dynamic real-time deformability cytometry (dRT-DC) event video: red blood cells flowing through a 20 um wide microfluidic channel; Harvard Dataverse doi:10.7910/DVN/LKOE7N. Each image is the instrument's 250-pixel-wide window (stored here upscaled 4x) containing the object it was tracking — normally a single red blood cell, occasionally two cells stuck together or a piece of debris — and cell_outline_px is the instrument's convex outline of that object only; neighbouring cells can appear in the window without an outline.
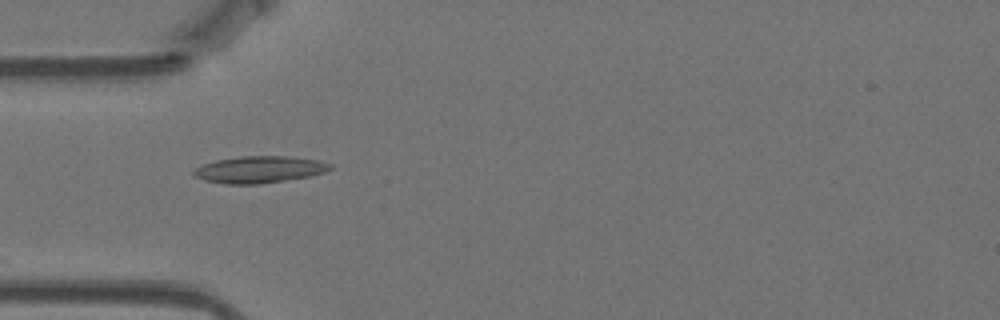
{"species": "Egyptian fruit bat (a non-hibernating species)", "species_latin": "Rousettus aegyptiacus", "temperature_condition": "warm", "stored_images_in_passage": 6, "camera_frame_rate_fps": 3000, "um_per_image_px": 0.085, "animal": {"sex": "female"}, "frame": {"image": 1, "passage_image": 1, "time_ms": 0.0, "image_size_px": [1000, 320], "cell_outline_px": [[332, 168], [324, 172], [308, 176], [260, 184], [224, 184], [204, 180], [192, 176], [192, 172], [196, 168], [204, 164], [216, 160], [240, 156], [284, 156], [320, 160], [332, 164]], "centroid_in_image_um": [22.02, 14.41], "position_along_channel_um": 63.0, "area_um2": 21.27}}
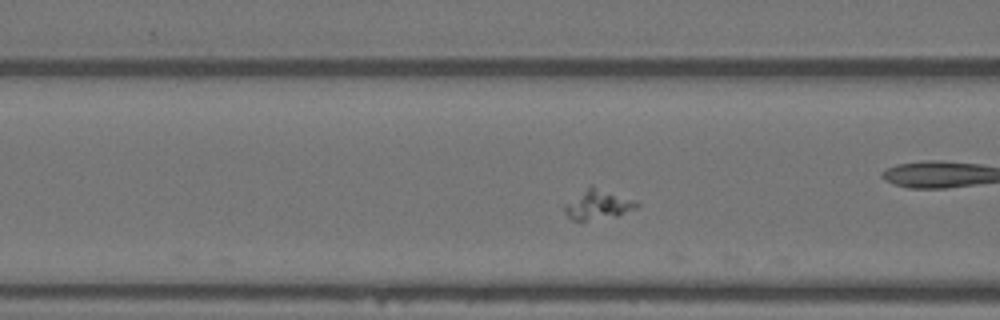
{"frame": {"image": 2, "passage_image": 3, "time_ms": 0.667, "image_size_px": [1000, 320], "cell_outline_px": [[640, 204], [636, 208], [616, 216], [584, 220], [572, 220], [564, 212], [564, 204], [592, 184], [636, 200]], "centroid_in_image_um": [50.84, 17.36], "position_along_channel_um": 115.8, "area_um2": 12.43}}